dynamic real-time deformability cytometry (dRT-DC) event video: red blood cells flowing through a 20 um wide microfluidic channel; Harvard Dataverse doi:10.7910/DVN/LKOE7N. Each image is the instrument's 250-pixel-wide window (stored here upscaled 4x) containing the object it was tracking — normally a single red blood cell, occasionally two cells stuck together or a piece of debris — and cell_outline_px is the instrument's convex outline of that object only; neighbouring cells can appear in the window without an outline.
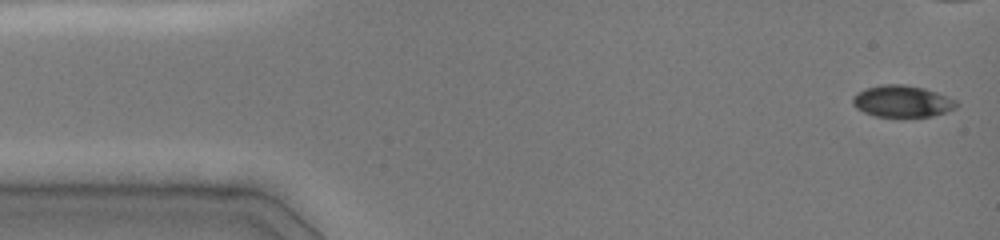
{"species": "common noctule bat (a hibernating species)", "species_latin": "Nyctalus noctula", "temperature_condition": "cold", "stored_images_in_passage": 39, "camera_frame_rate_fps": 3000, "um_per_image_px": 0.085, "animal": {"sex": "female", "body_mass_g": 19.0, "forearm_length_mm": 51.5}, "frame": {"image": 1, "passage_image": 1, "time_ms": 0.0, "image_size_px": [1000, 240], "cell_outline_px": [[960, 104], [956, 108], [932, 116], [876, 116], [864, 112], [856, 108], [852, 104], [852, 96], [864, 88], [880, 84], [904, 84], [924, 88], [936, 92], [956, 100]], "centroid_in_image_um": [76.66, 8.59], "position_along_channel_um": 8.3, "area_um2": 19.19}}
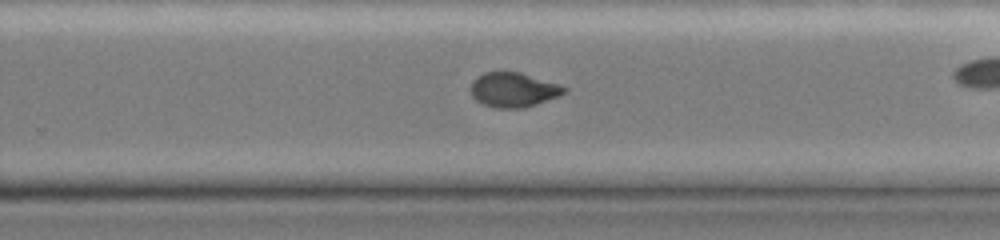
{"frame": {"image": 2, "passage_image": 30, "time_ms": 9.667, "image_size_px": [1000, 240], "cell_outline_px": [[568, 92], [560, 96], [524, 108], [496, 108], [484, 104], [476, 100], [472, 96], [472, 80], [476, 76], [484, 72], [520, 72], [560, 84], [568, 88]], "centroid_in_image_um": [43.68, 7.63], "position_along_channel_um": 286.1, "area_um2": 18.96}}
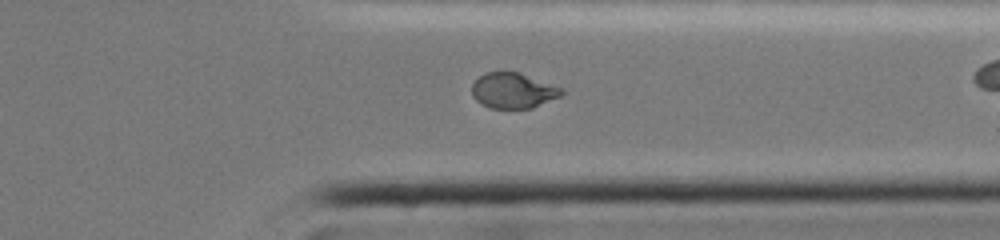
{"frame": {"image": 3, "passage_image": 36, "time_ms": 11.667, "image_size_px": [1000, 240], "cell_outline_px": [[564, 92], [560, 96], [532, 108], [488, 108], [480, 104], [472, 96], [472, 84], [484, 72], [516, 72], [564, 88]], "centroid_in_image_um": [43.59, 7.71], "position_along_channel_um": 367.8, "area_um2": 18.44}}